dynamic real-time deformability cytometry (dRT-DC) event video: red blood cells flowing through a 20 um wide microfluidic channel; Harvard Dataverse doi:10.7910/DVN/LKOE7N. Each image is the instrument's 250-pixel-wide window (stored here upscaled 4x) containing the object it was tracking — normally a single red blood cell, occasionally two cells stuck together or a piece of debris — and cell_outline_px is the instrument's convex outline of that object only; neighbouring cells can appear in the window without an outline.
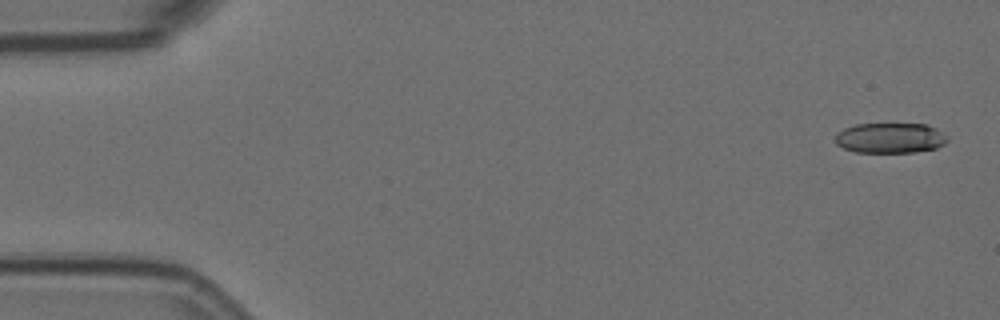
{"species": "Egyptian fruit bat (a non-hibernating species)", "species_latin": "Rousettus aegyptiacus", "temperature_condition": "room temperature", "stored_images_in_passage": 5, "camera_frame_rate_fps": 3000, "um_per_image_px": 0.085, "animal": {"sex": "female"}, "frame": {"image": 1, "passage_image": 1, "time_ms": 0.0, "image_size_px": [1000, 320], "cell_outline_px": [[948, 140], [944, 144], [936, 148], [916, 152], [856, 152], [844, 148], [836, 144], [836, 132], [844, 128], [856, 124], [928, 124], [936, 128], [948, 136]], "centroid_in_image_um": [75.68, 11.72], "position_along_channel_um": 9.3, "area_um2": 19.88}}